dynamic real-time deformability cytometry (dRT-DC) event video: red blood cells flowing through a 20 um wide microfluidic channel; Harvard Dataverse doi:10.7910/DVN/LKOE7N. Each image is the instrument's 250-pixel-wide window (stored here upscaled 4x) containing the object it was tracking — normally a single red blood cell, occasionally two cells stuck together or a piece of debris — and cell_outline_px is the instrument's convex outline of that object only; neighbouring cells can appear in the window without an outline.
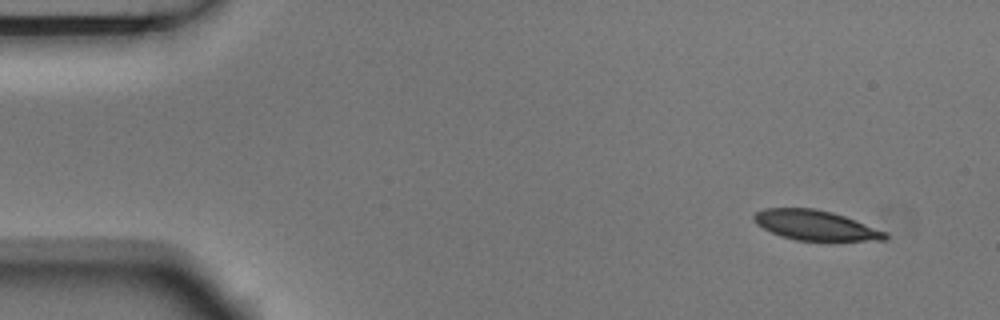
{"species": "Egyptian fruit bat (a non-hibernating species)", "species_latin": "Rousettus aegyptiacus", "temperature_condition": "room temperature", "stored_images_in_passage": 2, "segment_of_instrument_passage": [2, 2], "camera_frame_rate_fps": 3000, "um_per_image_px": 0.085, "animal": {"sex": "male"}, "frame": {"image": 1, "passage_image": 2, "time_ms": 0.333, "image_size_px": [1000, 320], "cell_outline_px": [[888, 236], [884, 240], [796, 240], [780, 236], [756, 224], [752, 220], [752, 216], [756, 212], [764, 208], [812, 208], [832, 212], [856, 220], [888, 232]], "centroid_in_image_um": [69.29, 19.14], "position_along_channel_um": 15.7, "area_um2": 22.77}}